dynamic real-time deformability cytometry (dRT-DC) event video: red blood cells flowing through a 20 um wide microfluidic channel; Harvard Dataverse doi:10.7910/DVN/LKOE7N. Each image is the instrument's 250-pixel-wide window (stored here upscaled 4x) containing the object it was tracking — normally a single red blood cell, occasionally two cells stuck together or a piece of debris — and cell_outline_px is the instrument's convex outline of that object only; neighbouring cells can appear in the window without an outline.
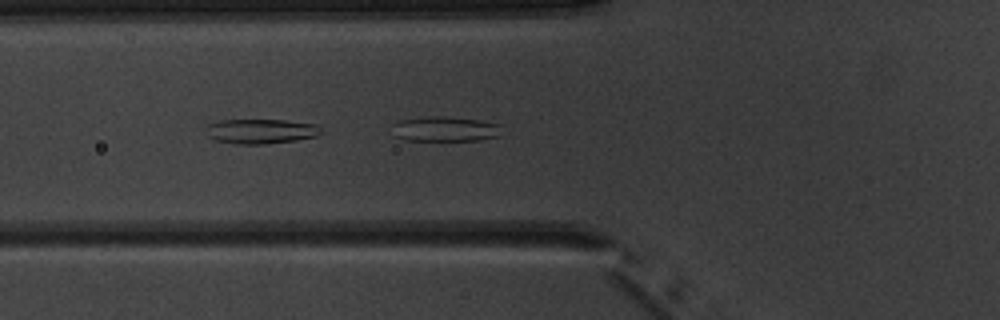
{"species": "common noctule bat (a hibernating species)", "species_latin": "Nyctalus noctula", "temperature_condition": "warm", "stored_images_in_passage": 7, "camera_frame_rate_fps": 3000, "um_per_image_px": 0.085, "animal": {"sex": "male", "body_mass_g": 20.1, "forearm_length_mm": 53.5}, "frame": {"image": 1, "passage_image": 6, "time_ms": 6.0, "image_size_px": [1000, 320], "cell_outline_px": [[320, 132], [316, 136], [296, 140], [264, 144], [236, 144], [216, 140], [208, 136], [204, 128], [208, 124], [220, 120], [284, 120], [316, 124], [320, 128]], "centroid_in_image_um": [22.12, 11.15], "position_along_channel_um": 103.7, "area_um2": 16.53}}